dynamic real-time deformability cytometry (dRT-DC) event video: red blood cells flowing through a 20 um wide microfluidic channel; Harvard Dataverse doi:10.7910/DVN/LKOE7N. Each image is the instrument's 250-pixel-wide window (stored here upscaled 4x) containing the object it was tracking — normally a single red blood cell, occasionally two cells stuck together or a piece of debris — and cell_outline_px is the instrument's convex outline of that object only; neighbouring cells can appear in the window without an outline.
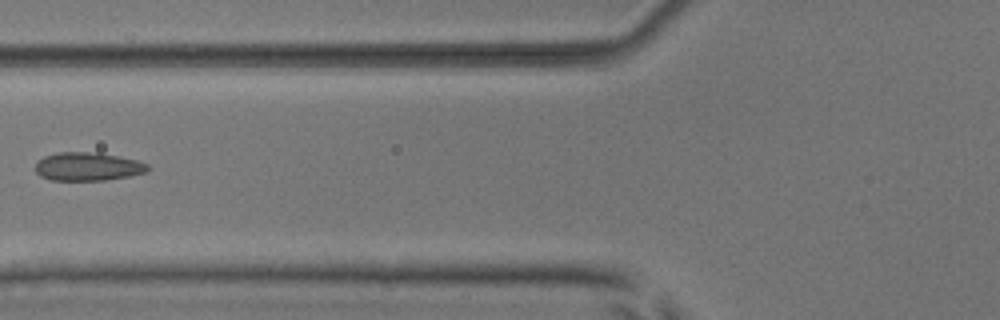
{"species": "common noctule bat (a hibernating species)", "species_latin": "Nyctalus noctula", "temperature_condition": "room temperature", "stored_images_in_passage": 4, "camera_frame_rate_fps": 3000, "um_per_image_px": 0.085, "animal": {"sex": "male", "body_mass_g": 17.9, "forearm_length_mm": 54.2}, "frame": {"image": 1, "passage_image": 3, "time_ms": 0.667, "image_size_px": [1000, 320], "cell_outline_px": [[148, 172], [128, 176], [104, 180], [52, 180], [40, 176], [36, 172], [36, 164], [44, 156], [56, 152], [96, 152], [136, 160], [148, 164]], "centroid_in_image_um": [7.45, 14.15], "position_along_channel_um": 118.3, "area_um2": 18.44}}
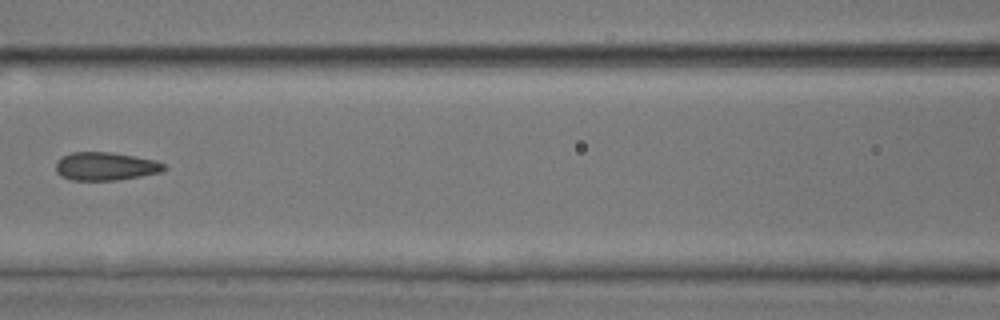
{"frame": {"image": 2, "passage_image": 4, "time_ms": 1.0, "image_size_px": [1000, 320], "cell_outline_px": [[168, 168], [160, 172], [140, 176], [116, 180], [72, 180], [60, 176], [56, 172], [56, 160], [60, 156], [72, 152], [108, 152], [136, 156], [156, 160], [168, 164]], "centroid_in_image_um": [8.97, 14.13], "position_along_channel_um": 157.6, "area_um2": 18.03}}